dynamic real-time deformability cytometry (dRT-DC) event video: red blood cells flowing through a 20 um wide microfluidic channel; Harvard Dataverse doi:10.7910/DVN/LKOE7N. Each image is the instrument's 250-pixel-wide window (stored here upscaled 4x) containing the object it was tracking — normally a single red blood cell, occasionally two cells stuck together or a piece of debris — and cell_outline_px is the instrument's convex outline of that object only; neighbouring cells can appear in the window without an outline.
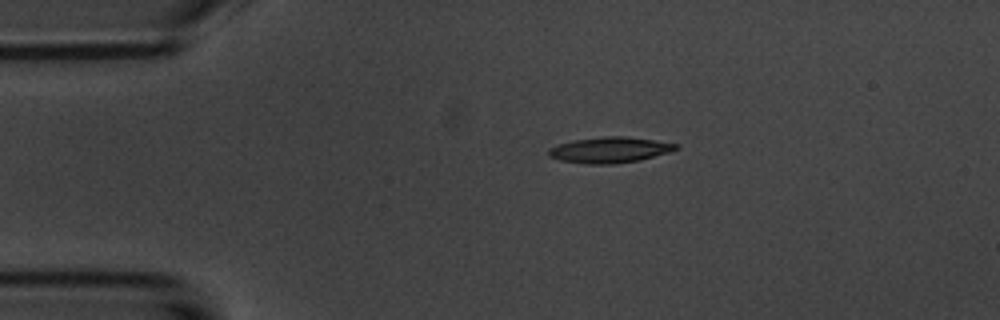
{"species": "common noctule bat (a hibernating species)", "species_latin": "Nyctalus noctula", "temperature_condition": "room temperature", "stored_images_in_passage": 2, "camera_frame_rate_fps": 3000, "um_per_image_px": 0.085, "animal": {"sex": "male", "body_mass_g": 20.1, "forearm_length_mm": 53.5}, "frame": {"image": 1, "passage_image": 1, "time_ms": 0.0, "image_size_px": [1000, 320], "cell_outline_px": [[680, 148], [668, 152], [640, 160], [616, 164], [588, 164], [560, 160], [548, 156], [548, 148], [560, 144], [576, 140], [604, 136], [624, 136], [680, 144]], "centroid_in_image_um": [51.84, 12.75], "position_along_channel_um": 33.2, "area_um2": 19.02}}